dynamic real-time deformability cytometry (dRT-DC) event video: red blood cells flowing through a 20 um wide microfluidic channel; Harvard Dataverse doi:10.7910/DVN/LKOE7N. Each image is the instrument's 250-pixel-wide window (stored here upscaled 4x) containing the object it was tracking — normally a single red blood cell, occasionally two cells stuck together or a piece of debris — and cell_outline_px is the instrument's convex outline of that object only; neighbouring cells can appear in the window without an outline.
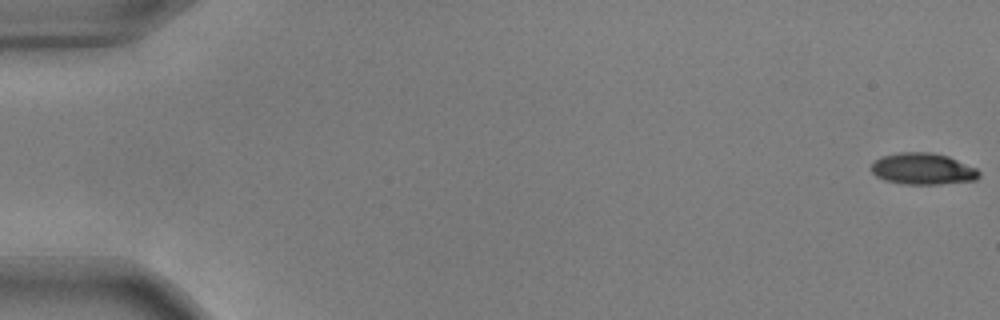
{"species": "common noctule bat (a hibernating species)", "species_latin": "Nyctalus noctula", "temperature_condition": "warm", "stored_images_in_passage": 12, "camera_frame_rate_fps": 3000, "um_per_image_px": 0.085, "animal": {"sex": "male", "body_mass_g": 17.9, "forearm_length_mm": 54.2}, "frame": {"image": 1, "passage_image": 1, "time_ms": 0.0, "image_size_px": [1000, 320], "cell_outline_px": [[980, 176], [976, 180], [936, 184], [904, 184], [884, 180], [876, 176], [872, 172], [872, 164], [880, 156], [900, 152], [932, 152], [948, 156], [976, 168], [980, 172]], "centroid_in_image_um": [78.44, 14.34], "position_along_channel_um": 6.6, "area_um2": 19.77}}